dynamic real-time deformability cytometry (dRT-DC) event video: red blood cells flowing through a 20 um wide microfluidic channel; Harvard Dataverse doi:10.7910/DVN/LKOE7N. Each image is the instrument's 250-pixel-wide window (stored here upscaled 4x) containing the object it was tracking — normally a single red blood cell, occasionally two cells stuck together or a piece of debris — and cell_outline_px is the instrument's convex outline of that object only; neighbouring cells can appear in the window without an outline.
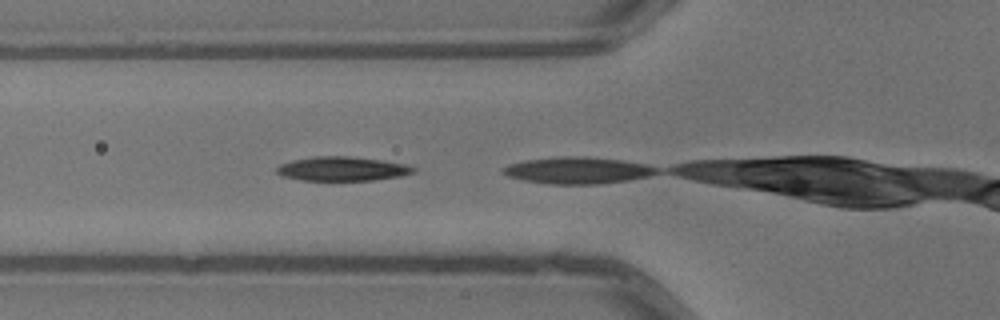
{"species": "common noctule bat (a hibernating species)", "species_latin": "Nyctalus noctula", "temperature_condition": "warm", "stored_images_in_passage": 4, "camera_frame_rate_fps": 3000, "um_per_image_px": 0.085, "animal": {"sex": "male", "body_mass_g": 13.3}, "frame": {"image": 1, "passage_image": 3, "time_ms": 0.667, "image_size_px": [1000, 320], "cell_outline_px": [[416, 172], [400, 176], [372, 180], [300, 180], [284, 176], [276, 172], [276, 168], [280, 164], [292, 160], [312, 156], [348, 156], [380, 160], [404, 164], [416, 168]], "centroid_in_image_um": [29.07, 14.34], "position_along_channel_um": 96.7, "area_um2": 19.13}}